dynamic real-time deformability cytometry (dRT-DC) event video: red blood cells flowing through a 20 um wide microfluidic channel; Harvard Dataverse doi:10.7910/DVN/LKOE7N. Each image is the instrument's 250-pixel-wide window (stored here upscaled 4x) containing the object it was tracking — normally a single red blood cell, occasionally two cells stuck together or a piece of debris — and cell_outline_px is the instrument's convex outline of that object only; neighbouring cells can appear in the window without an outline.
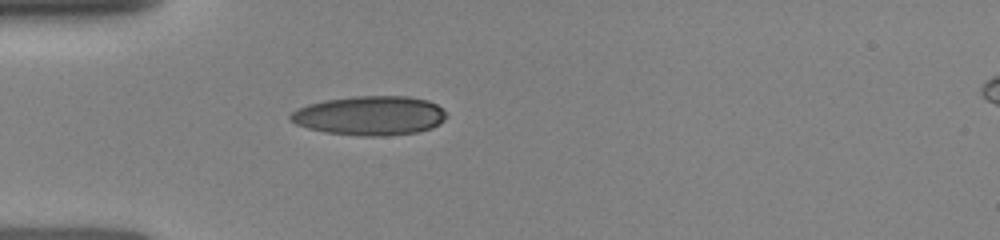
{"species": "human", "species_latin": "Homo sapiens", "temperature_condition": "room temperature", "stored_images_in_passage": 19, "camera_frame_rate_fps": 3000, "um_per_image_px": 0.085, "donor": {"sex": "female"}, "frame": {"image": 1, "passage_image": 1, "time_ms": 0.0, "image_size_px": [1000, 240], "cell_outline_px": [[448, 116], [440, 124], [432, 128], [416, 132], [384, 136], [360, 136], [324, 132], [308, 128], [296, 124], [288, 120], [288, 116], [296, 108], [308, 104], [324, 100], [352, 96], [408, 96], [428, 100], [436, 104]], "centroid_in_image_um": [31.41, 9.82], "position_along_channel_um": 53.6, "area_um2": 35.95}}
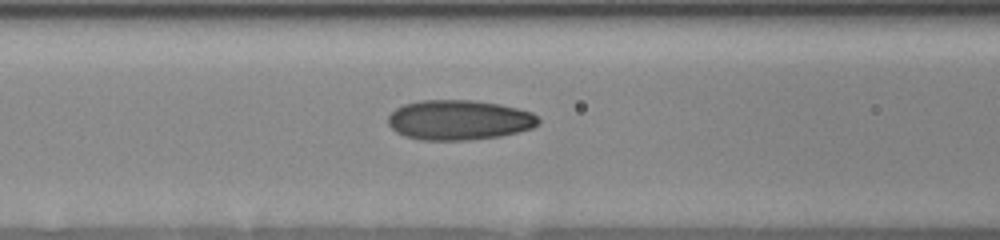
{"frame": {"image": 2, "passage_image": 11, "time_ms": 2.0, "image_size_px": [1000, 240], "cell_outline_px": [[540, 120], [532, 128], [500, 136], [468, 140], [420, 140], [404, 136], [396, 132], [388, 124], [388, 116], [396, 108], [404, 104], [420, 100], [476, 100], [500, 104], [532, 112]], "centroid_in_image_um": [38.99, 10.19], "position_along_channel_um": 127.6, "area_um2": 35.03}}
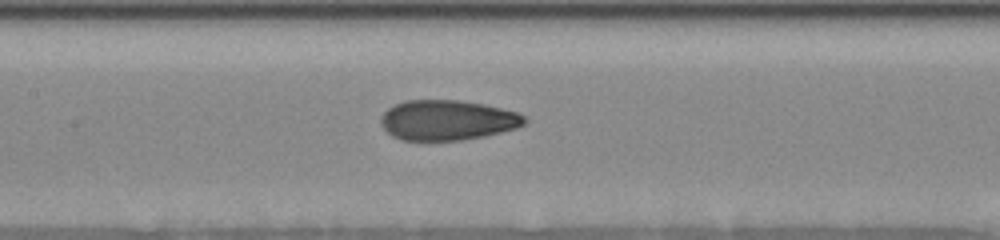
{"frame": {"image": 3, "passage_image": 16, "time_ms": 3.0, "image_size_px": [1000, 240], "cell_outline_px": [[528, 120], [524, 124], [516, 128], [484, 136], [460, 140], [400, 140], [392, 136], [380, 124], [380, 116], [388, 108], [404, 100], [460, 100], [484, 104], [516, 112], [524, 116]], "centroid_in_image_um": [38.0, 10.21], "position_along_channel_um": 169.4, "area_um2": 33.58}}